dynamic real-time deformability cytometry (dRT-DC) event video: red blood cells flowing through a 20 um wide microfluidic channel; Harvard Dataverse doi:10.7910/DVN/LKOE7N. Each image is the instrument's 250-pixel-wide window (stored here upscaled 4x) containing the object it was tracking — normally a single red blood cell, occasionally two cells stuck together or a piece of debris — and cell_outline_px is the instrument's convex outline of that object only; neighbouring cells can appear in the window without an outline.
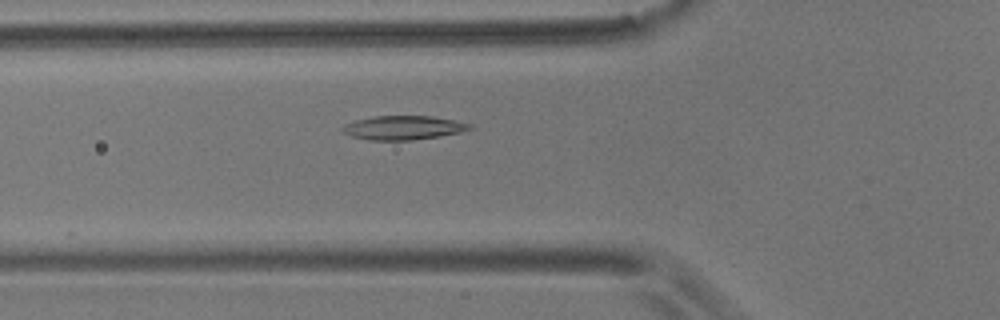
{"species": "common noctule bat (a hibernating species)", "species_latin": "Nyctalus noctula", "temperature_condition": "room temperature", "stored_images_in_passage": 41, "camera_frame_rate_fps": 3000, "um_per_image_px": 0.085, "animal": {"sex": "male", "body_mass_g": 17.9}, "frame": {"image": 1, "passage_image": 5, "time_ms": 1.333, "image_size_px": [1000, 320], "cell_outline_px": [[476, 128], [460, 132], [440, 136], [412, 140], [368, 140], [352, 136], [340, 132], [340, 128], [344, 124], [356, 120], [372, 116], [432, 116], [472, 124]], "centroid_in_image_um": [34.26, 10.86], "position_along_channel_um": 91.5, "area_um2": 17.92}}
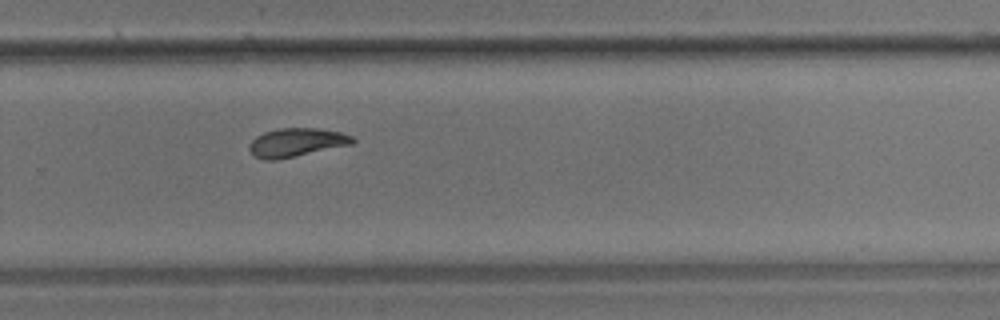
{"frame": {"image": 2, "passage_image": 23, "time_ms": 7.333, "image_size_px": [1000, 320], "cell_outline_px": [[356, 140], [352, 144], [276, 160], [264, 160], [256, 156], [248, 148], [248, 144], [256, 136], [264, 132], [280, 128], [316, 128], [340, 132], [352, 136]], "centroid_in_image_um": [25.18, 12.1], "position_along_channel_um": 304.6, "area_um2": 17.05}}
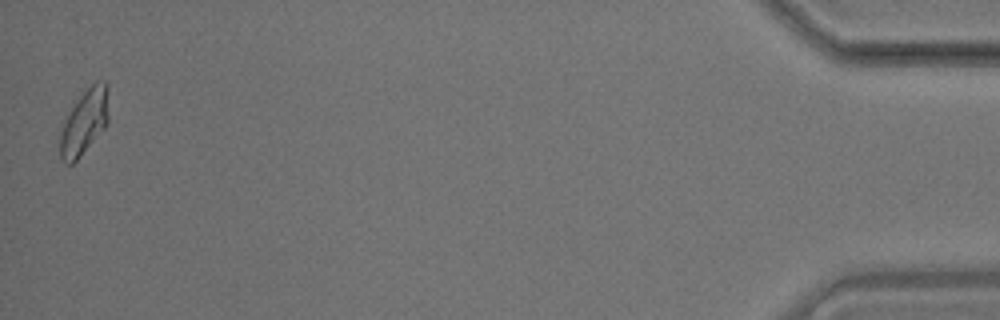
{"frame": {"image": 3, "passage_image": 41, "time_ms": 13.333, "image_size_px": [1000, 320], "cell_outline_px": [[108, 124], [80, 156], [72, 164], [64, 164], [60, 160], [60, 132], [72, 100], [96, 80], [104, 80], [108, 116]], "centroid_in_image_um": [7.11, 10.37], "position_along_channel_um": 428.1, "area_um2": 18.61}, "authors_computed_cell_mechanics": {"area_um2": 17.3978, "velocity_mm_per_s": 3.5537, "shape_relaxation_time_tau1_ms": 6.8631, "shape_relaxation_time_tau2_ms": 4.2635, "deformation_change_tau1": 0.1472, "deformation_change_tau2": 0.1003}}